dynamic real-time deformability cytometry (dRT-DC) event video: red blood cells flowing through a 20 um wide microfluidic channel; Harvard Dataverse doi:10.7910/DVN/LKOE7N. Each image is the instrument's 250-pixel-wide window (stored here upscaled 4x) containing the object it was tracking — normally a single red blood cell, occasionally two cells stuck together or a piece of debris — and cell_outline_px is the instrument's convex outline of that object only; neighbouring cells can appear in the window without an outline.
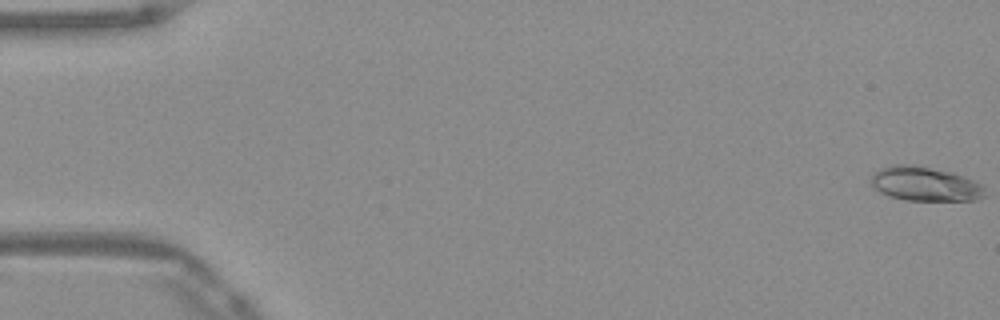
{"species": "Egyptian fruit bat (a non-hibernating species)", "species_latin": "Rousettus aegyptiacus", "temperature_condition": "warm", "stored_images_in_passage": 52, "camera_frame_rate_fps": 3000, "um_per_image_px": 0.085, "frame": {"image": 1, "passage_image": 1, "time_ms": 0.0, "image_size_px": [1000, 320], "cell_outline_px": [[984, 196], [980, 200], [904, 200], [888, 196], [880, 192], [872, 184], [872, 176], [880, 168], [888, 164], [916, 164], [952, 172], [972, 180], [980, 184], [984, 188]], "centroid_in_image_um": [78.61, 15.62], "position_along_channel_um": 6.4, "area_um2": 22.77}}
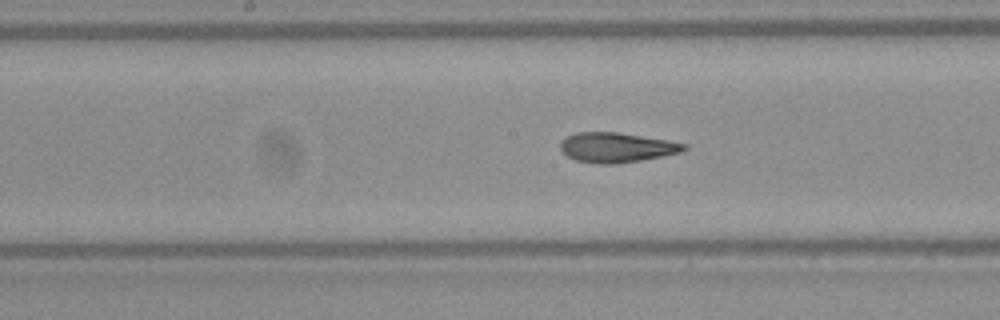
{"frame": {"image": 2, "passage_image": 27, "time_ms": 8.667, "image_size_px": [1000, 320], "cell_outline_px": [[688, 148], [680, 152], [664, 156], [616, 164], [596, 164], [576, 160], [568, 156], [560, 148], [560, 140], [564, 136], [576, 132], [616, 132], [688, 144]], "centroid_in_image_um": [52.36, 12.53], "position_along_channel_um": 195.8, "area_um2": 21.44}}
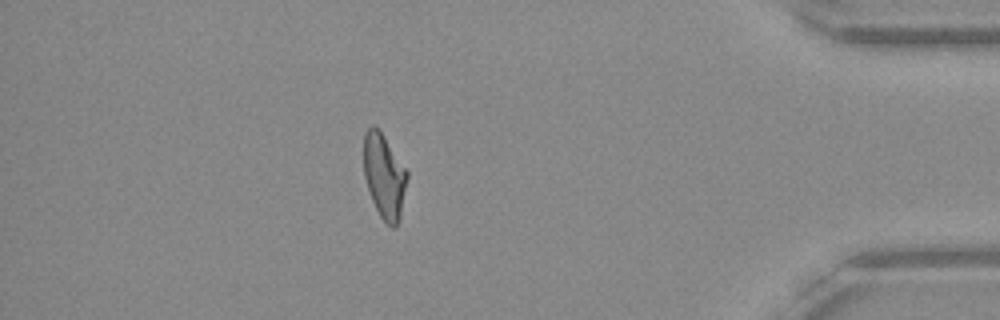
{"frame": {"image": 3, "passage_image": 46, "time_ms": 15.0, "image_size_px": [1000, 320], "cell_outline_px": [[408, 176], [400, 216], [396, 228], [392, 228], [380, 216], [372, 200], [364, 176], [364, 132], [372, 124], [380, 128], [408, 172]], "centroid_in_image_um": [32.66, 14.92], "position_along_channel_um": 402.5, "area_um2": 21.44}, "authors_computed_cell_mechanics": {"area_um2": 21.8195, "velocity_mm_per_s": 3.9518, "shape_relaxation_time_tau1_ms": null, "shape_relaxation_time_tau2_ms": 1.7854, "deformation_change_tau1": null, "deformation_change_tau2": 0.1042}}